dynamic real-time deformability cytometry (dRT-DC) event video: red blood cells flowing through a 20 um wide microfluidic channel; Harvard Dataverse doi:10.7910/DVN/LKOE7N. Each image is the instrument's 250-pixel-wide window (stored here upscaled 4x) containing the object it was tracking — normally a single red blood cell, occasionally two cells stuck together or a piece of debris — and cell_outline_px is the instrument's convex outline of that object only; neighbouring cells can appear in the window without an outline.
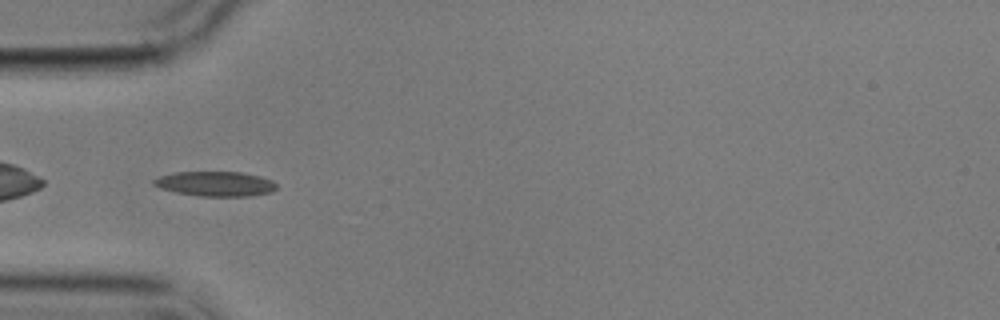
{"species": "common noctule bat (a hibernating species)", "species_latin": "Nyctalus noctula", "temperature_condition": "cold", "stored_images_in_passage": 10, "camera_frame_rate_fps": 3000, "um_per_image_px": 0.085, "animal": {"sex": "male", "body_mass_g": 17.9}, "frame": {"image": 1, "passage_image": 4, "time_ms": 4.333, "image_size_px": [1000, 320], "cell_outline_px": [[276, 188], [272, 192], [252, 196], [200, 196], [176, 192], [160, 188], [152, 184], [152, 180], [160, 176], [176, 172], [240, 172], [260, 176], [272, 180], [276, 184]], "centroid_in_image_um": [18.32, 15.62], "position_along_channel_um": 66.7, "area_um2": 17.74}}
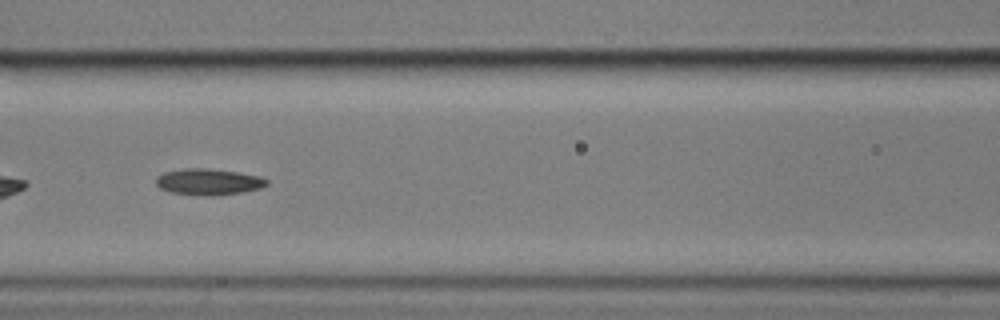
{"frame": {"image": 2, "passage_image": 6, "time_ms": 6.667, "image_size_px": [1000, 320], "cell_outline_px": [[268, 184], [260, 188], [240, 192], [212, 196], [204, 196], [172, 192], [160, 188], [156, 184], [156, 176], [164, 172], [184, 168], [208, 168], [236, 172], [260, 176], [268, 180]], "centroid_in_image_um": [17.7, 15.45], "position_along_channel_um": 148.9, "area_um2": 16.88}}
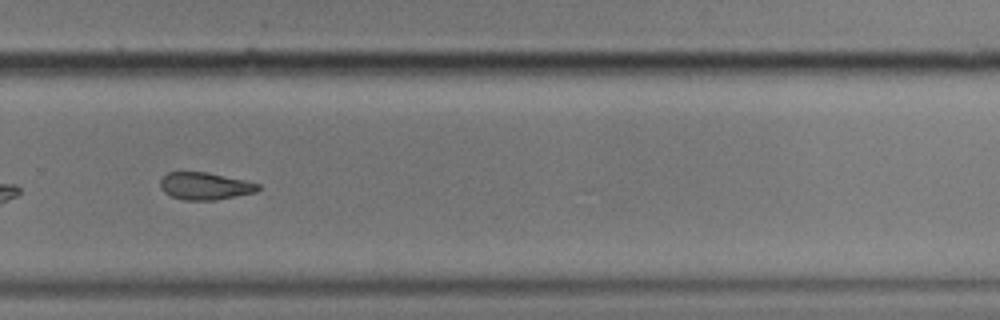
{"frame": {"image": 3, "passage_image": 10, "time_ms": 11.333, "image_size_px": [1000, 320], "cell_outline_px": [[260, 188], [256, 192], [216, 200], [184, 200], [172, 196], [164, 192], [160, 188], [160, 180], [168, 172], [208, 172], [244, 180], [260, 184]], "centroid_in_image_um": [17.42, 15.81], "position_along_channel_um": 312.4, "area_um2": 15.55}}